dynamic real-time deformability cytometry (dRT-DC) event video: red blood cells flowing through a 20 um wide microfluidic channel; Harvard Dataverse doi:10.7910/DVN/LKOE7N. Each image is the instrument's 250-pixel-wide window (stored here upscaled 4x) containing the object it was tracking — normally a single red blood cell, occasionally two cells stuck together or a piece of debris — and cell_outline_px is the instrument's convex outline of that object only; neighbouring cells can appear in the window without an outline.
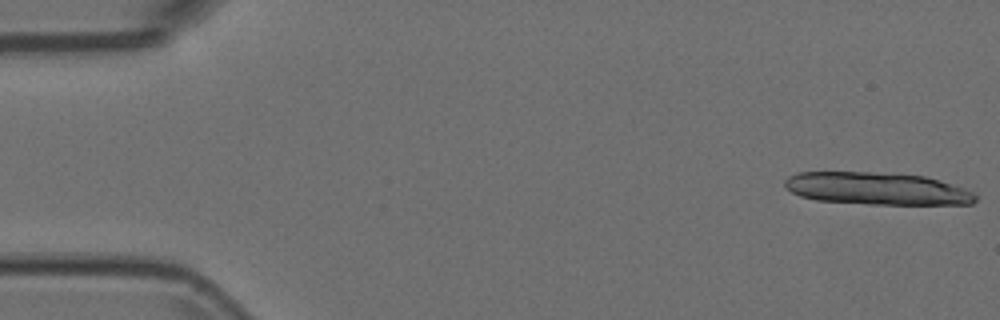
{"species": "Egyptian fruit bat (a non-hibernating species)", "species_latin": "Rousettus aegyptiacus", "temperature_condition": "room temperature", "stored_images_in_passage": 7, "camera_frame_rate_fps": 3000, "um_per_image_px": 0.085, "animal": {"sex": "female"}, "frame": {"image": 1, "passage_image": 1, "time_ms": 0.0, "image_size_px": [1000, 320], "cell_outline_px": [[976, 200], [972, 204], [868, 204], [816, 200], [800, 196], [792, 192], [784, 184], [784, 180], [788, 176], [800, 172], [872, 172], [924, 176], [940, 180], [964, 188], [972, 192], [976, 196]], "centroid_in_image_um": [74.53, 16.03], "position_along_channel_um": 10.5, "area_um2": 35.84}}